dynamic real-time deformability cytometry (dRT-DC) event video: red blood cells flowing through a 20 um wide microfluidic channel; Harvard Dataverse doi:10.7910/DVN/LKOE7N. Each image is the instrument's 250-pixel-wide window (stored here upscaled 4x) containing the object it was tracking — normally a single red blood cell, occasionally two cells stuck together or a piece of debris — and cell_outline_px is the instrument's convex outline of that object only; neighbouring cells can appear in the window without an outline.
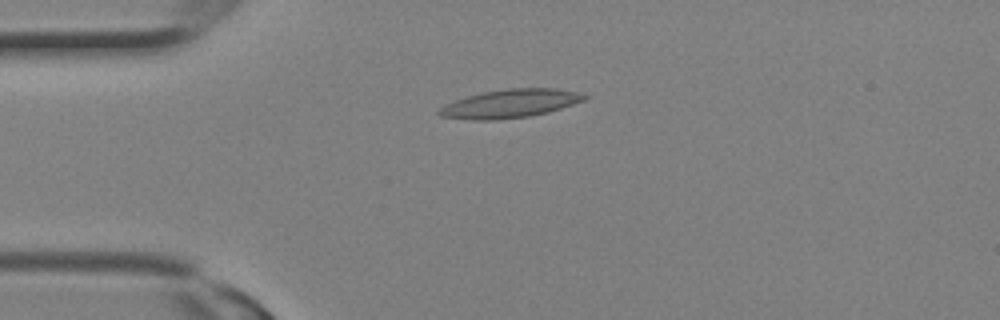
{"species": "Egyptian fruit bat (a non-hibernating species)", "species_latin": "Rousettus aegyptiacus", "temperature_condition": "room temperature", "stored_images_in_passage": 1, "camera_frame_rate_fps": 3000, "um_per_image_px": 0.085, "animal": {"sex": "female"}, "frame": {"image": 1, "passage_image": 1, "time_ms": 0.0, "image_size_px": [1000, 320], "cell_outline_px": [[588, 96], [584, 100], [548, 112], [528, 116], [496, 120], [472, 120], [440, 116], [436, 112], [440, 108], [456, 100], [468, 96], [484, 92], [508, 88], [556, 88], [580, 92]], "centroid_in_image_um": [43.37, 8.8], "position_along_channel_um": 41.6, "area_um2": 23.81}}